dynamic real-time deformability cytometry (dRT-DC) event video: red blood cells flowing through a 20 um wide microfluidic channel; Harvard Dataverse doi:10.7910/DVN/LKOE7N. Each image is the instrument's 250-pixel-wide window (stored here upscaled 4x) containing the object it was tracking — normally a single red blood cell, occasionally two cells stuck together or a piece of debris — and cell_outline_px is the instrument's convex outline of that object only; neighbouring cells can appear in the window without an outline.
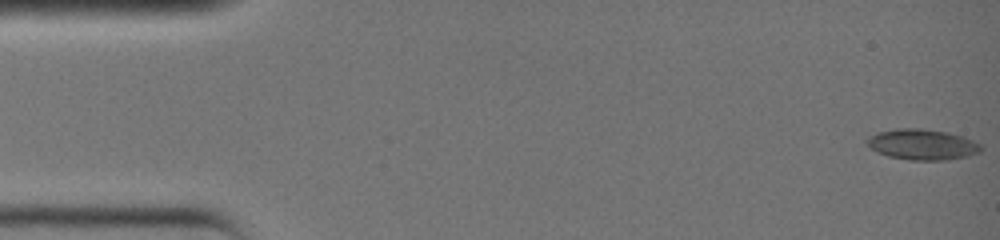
{"species": "common noctule bat (a hibernating species)", "species_latin": "Nyctalus noctula", "temperature_condition": "warm", "stored_images_in_passage": 2, "camera_frame_rate_fps": 3000, "um_per_image_px": 0.085, "animal": {"sex": "female", "body_mass_g": 19.0, "forearm_length_mm": 51.5}, "frame": {"image": 1, "passage_image": 1, "time_ms": 0.0, "image_size_px": [1000, 240], "cell_outline_px": [[984, 148], [980, 152], [968, 156], [948, 160], [908, 160], [888, 156], [876, 152], [864, 140], [880, 132], [904, 128], [908, 128], [944, 132], [960, 136], [972, 140], [980, 144]], "centroid_in_image_um": [78.42, 12.31], "position_along_channel_um": 6.6, "area_um2": 19.94}}